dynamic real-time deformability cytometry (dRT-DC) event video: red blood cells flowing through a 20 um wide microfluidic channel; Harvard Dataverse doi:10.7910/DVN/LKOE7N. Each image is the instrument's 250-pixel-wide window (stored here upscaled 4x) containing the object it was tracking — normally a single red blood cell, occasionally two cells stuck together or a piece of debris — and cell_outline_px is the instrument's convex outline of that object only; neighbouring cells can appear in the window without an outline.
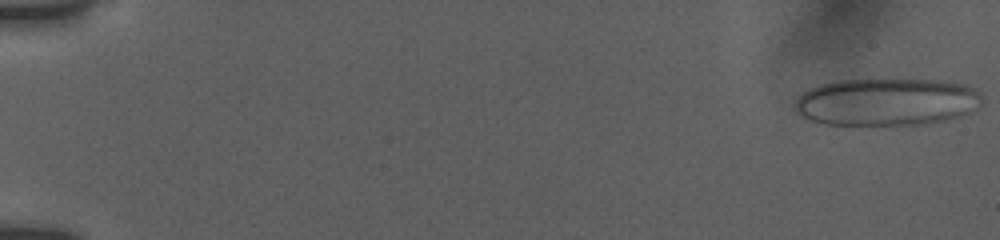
{"species": "human", "species_latin": "Homo sapiens", "temperature_condition": "room temperature", "stored_images_in_passage": 23, "camera_frame_rate_fps": 3000, "um_per_image_px": 0.085, "donor": {"sex": "female"}, "frame": {"image": 1, "passage_image": 1, "time_ms": 0.0, "image_size_px": [1000, 240], "cell_outline_px": [[984, 100], [980, 104], [968, 112], [960, 116], [928, 124], [900, 128], [872, 128], [824, 124], [808, 120], [796, 108], [796, 100], [804, 92], [820, 84], [836, 80], [956, 80], [968, 84], [976, 88], [980, 92]], "centroid_in_image_um": [75.44, 8.71], "position_along_channel_um": 9.6, "area_um2": 53.7}}
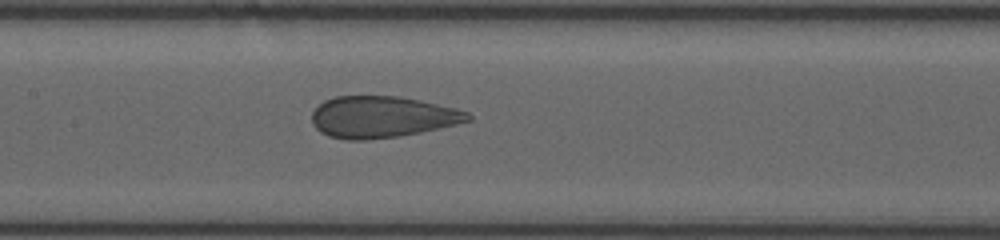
{"frame": {"image": 2, "passage_image": 17, "time_ms": 9.0, "image_size_px": [1000, 240], "cell_outline_px": [[472, 120], [456, 124], [420, 132], [396, 136], [364, 140], [348, 140], [328, 136], [320, 132], [312, 124], [312, 112], [324, 100], [336, 96], [396, 96], [420, 100], [456, 108], [468, 112], [472, 116]], "centroid_in_image_um": [32.46, 9.93], "position_along_channel_um": 174.9, "area_um2": 37.63}}
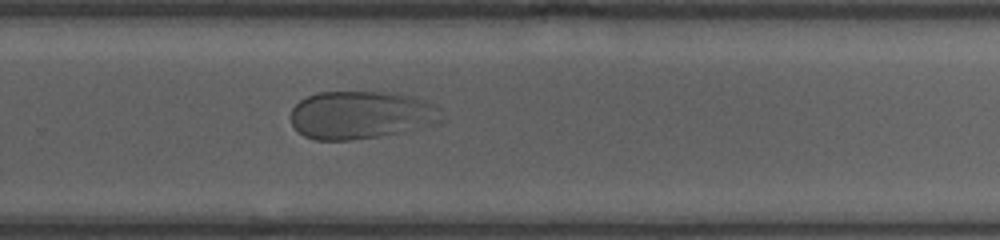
{"frame": {"image": 3, "passage_image": 23, "time_ms": 12.333, "image_size_px": [1000, 240], "cell_outline_px": [[444, 120], [432, 124], [416, 128], [376, 136], [348, 140], [316, 140], [304, 136], [296, 132], [292, 124], [292, 108], [300, 100], [316, 92], [392, 92], [412, 96], [424, 100], [440, 108]], "centroid_in_image_um": [30.66, 9.76], "position_along_channel_um": 299.1, "area_um2": 41.96}}